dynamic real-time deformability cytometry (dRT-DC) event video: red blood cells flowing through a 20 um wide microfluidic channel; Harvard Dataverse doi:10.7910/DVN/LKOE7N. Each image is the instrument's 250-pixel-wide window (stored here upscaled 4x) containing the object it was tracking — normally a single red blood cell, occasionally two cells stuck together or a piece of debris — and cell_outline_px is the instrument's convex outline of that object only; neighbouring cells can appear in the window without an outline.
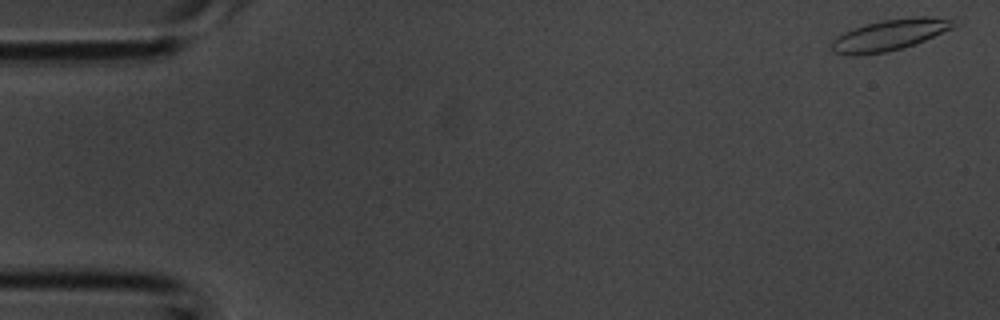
{"species": "common noctule bat (a hibernating species)", "species_latin": "Nyctalus noctula", "temperature_condition": "room temperature", "stored_images_in_passage": 4, "camera_frame_rate_fps": 3000, "um_per_image_px": 0.085, "animal": {"sex": "male", "body_mass_g": 20.1, "forearm_length_mm": 53.5}, "frame": {"image": 1, "passage_image": 1, "time_ms": 0.0, "image_size_px": [1000, 320], "cell_outline_px": [[960, 24], [956, 28], [924, 40], [888, 52], [856, 56], [852, 56], [832, 52], [828, 44], [836, 36], [844, 32], [868, 24], [884, 20], [916, 16], [928, 16], [948, 20]], "centroid_in_image_um": [75.58, 2.99], "position_along_channel_um": 9.4, "area_um2": 22.14}}